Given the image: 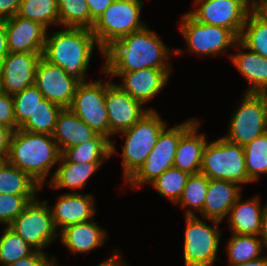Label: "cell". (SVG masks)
Returning <instances> with one entry per match:
<instances>
[{"mask_svg": "<svg viewBox=\"0 0 267 266\" xmlns=\"http://www.w3.org/2000/svg\"><path fill=\"white\" fill-rule=\"evenodd\" d=\"M265 203L262 215L260 238L263 241L264 248L267 249V202Z\"/></svg>", "mask_w": 267, "mask_h": 266, "instance_id": "7dc6e473", "label": "cell"}, {"mask_svg": "<svg viewBox=\"0 0 267 266\" xmlns=\"http://www.w3.org/2000/svg\"><path fill=\"white\" fill-rule=\"evenodd\" d=\"M93 193L63 192L53 206L49 205L58 232L67 226L94 219L97 207Z\"/></svg>", "mask_w": 267, "mask_h": 266, "instance_id": "ac0fdd59", "label": "cell"}, {"mask_svg": "<svg viewBox=\"0 0 267 266\" xmlns=\"http://www.w3.org/2000/svg\"><path fill=\"white\" fill-rule=\"evenodd\" d=\"M209 178L202 173L190 174L182 195L175 204L184 208L185 216H195L203 211Z\"/></svg>", "mask_w": 267, "mask_h": 266, "instance_id": "4dcf8cb0", "label": "cell"}, {"mask_svg": "<svg viewBox=\"0 0 267 266\" xmlns=\"http://www.w3.org/2000/svg\"><path fill=\"white\" fill-rule=\"evenodd\" d=\"M0 125L16 130L14 104L12 96L0 91Z\"/></svg>", "mask_w": 267, "mask_h": 266, "instance_id": "ab89813d", "label": "cell"}, {"mask_svg": "<svg viewBox=\"0 0 267 266\" xmlns=\"http://www.w3.org/2000/svg\"><path fill=\"white\" fill-rule=\"evenodd\" d=\"M68 162H106L112 156V141L97 134L80 145L67 148L61 154Z\"/></svg>", "mask_w": 267, "mask_h": 266, "instance_id": "83f0119b", "label": "cell"}, {"mask_svg": "<svg viewBox=\"0 0 267 266\" xmlns=\"http://www.w3.org/2000/svg\"><path fill=\"white\" fill-rule=\"evenodd\" d=\"M12 133L10 128L0 125V161H7Z\"/></svg>", "mask_w": 267, "mask_h": 266, "instance_id": "7bdbcfd3", "label": "cell"}, {"mask_svg": "<svg viewBox=\"0 0 267 266\" xmlns=\"http://www.w3.org/2000/svg\"><path fill=\"white\" fill-rule=\"evenodd\" d=\"M80 82L58 65L41 57L35 75V86L49 102L69 108Z\"/></svg>", "mask_w": 267, "mask_h": 266, "instance_id": "2e32d148", "label": "cell"}, {"mask_svg": "<svg viewBox=\"0 0 267 266\" xmlns=\"http://www.w3.org/2000/svg\"><path fill=\"white\" fill-rule=\"evenodd\" d=\"M243 148L248 178L252 183H256L267 174V132Z\"/></svg>", "mask_w": 267, "mask_h": 266, "instance_id": "836d02e7", "label": "cell"}, {"mask_svg": "<svg viewBox=\"0 0 267 266\" xmlns=\"http://www.w3.org/2000/svg\"><path fill=\"white\" fill-rule=\"evenodd\" d=\"M179 24L186 50L195 56L225 55L227 51L234 50L239 39L231 30L198 22L187 12L182 14Z\"/></svg>", "mask_w": 267, "mask_h": 266, "instance_id": "9c48e42d", "label": "cell"}, {"mask_svg": "<svg viewBox=\"0 0 267 266\" xmlns=\"http://www.w3.org/2000/svg\"><path fill=\"white\" fill-rule=\"evenodd\" d=\"M38 195L0 194V226L8 227Z\"/></svg>", "mask_w": 267, "mask_h": 266, "instance_id": "f35d334b", "label": "cell"}, {"mask_svg": "<svg viewBox=\"0 0 267 266\" xmlns=\"http://www.w3.org/2000/svg\"><path fill=\"white\" fill-rule=\"evenodd\" d=\"M236 104L234 114L228 121L226 140L245 146L267 132L264 106L257 93H245Z\"/></svg>", "mask_w": 267, "mask_h": 266, "instance_id": "4fadbf2b", "label": "cell"}, {"mask_svg": "<svg viewBox=\"0 0 267 266\" xmlns=\"http://www.w3.org/2000/svg\"><path fill=\"white\" fill-rule=\"evenodd\" d=\"M21 1L22 0H0V20L15 16Z\"/></svg>", "mask_w": 267, "mask_h": 266, "instance_id": "ee69618b", "label": "cell"}, {"mask_svg": "<svg viewBox=\"0 0 267 266\" xmlns=\"http://www.w3.org/2000/svg\"><path fill=\"white\" fill-rule=\"evenodd\" d=\"M234 49L235 52L229 54L228 57L237 71L248 81L245 93L267 90V58L251 51L239 40Z\"/></svg>", "mask_w": 267, "mask_h": 266, "instance_id": "7402d4cb", "label": "cell"}, {"mask_svg": "<svg viewBox=\"0 0 267 266\" xmlns=\"http://www.w3.org/2000/svg\"><path fill=\"white\" fill-rule=\"evenodd\" d=\"M41 186L8 161H0V194L38 195Z\"/></svg>", "mask_w": 267, "mask_h": 266, "instance_id": "f1b7e54d", "label": "cell"}, {"mask_svg": "<svg viewBox=\"0 0 267 266\" xmlns=\"http://www.w3.org/2000/svg\"><path fill=\"white\" fill-rule=\"evenodd\" d=\"M59 29L62 27L90 29V12L85 0H57Z\"/></svg>", "mask_w": 267, "mask_h": 266, "instance_id": "8d00e7d4", "label": "cell"}, {"mask_svg": "<svg viewBox=\"0 0 267 266\" xmlns=\"http://www.w3.org/2000/svg\"><path fill=\"white\" fill-rule=\"evenodd\" d=\"M257 5L267 14V0H257Z\"/></svg>", "mask_w": 267, "mask_h": 266, "instance_id": "f907efd6", "label": "cell"}, {"mask_svg": "<svg viewBox=\"0 0 267 266\" xmlns=\"http://www.w3.org/2000/svg\"><path fill=\"white\" fill-rule=\"evenodd\" d=\"M197 119L180 137L173 167L189 174L200 173L203 152L207 144L206 134L199 132L200 123Z\"/></svg>", "mask_w": 267, "mask_h": 266, "instance_id": "603a6c76", "label": "cell"}, {"mask_svg": "<svg viewBox=\"0 0 267 266\" xmlns=\"http://www.w3.org/2000/svg\"><path fill=\"white\" fill-rule=\"evenodd\" d=\"M168 122L161 117L158 110H149L130 129L118 136L124 139L121 149L123 186L139 170L153 149L161 131Z\"/></svg>", "mask_w": 267, "mask_h": 266, "instance_id": "277c9868", "label": "cell"}, {"mask_svg": "<svg viewBox=\"0 0 267 266\" xmlns=\"http://www.w3.org/2000/svg\"><path fill=\"white\" fill-rule=\"evenodd\" d=\"M192 10L187 13L196 21L231 30L241 35L249 12L257 0H193Z\"/></svg>", "mask_w": 267, "mask_h": 266, "instance_id": "8fae6325", "label": "cell"}, {"mask_svg": "<svg viewBox=\"0 0 267 266\" xmlns=\"http://www.w3.org/2000/svg\"><path fill=\"white\" fill-rule=\"evenodd\" d=\"M106 162L74 163L68 162L62 155L58 162V167L53 172L51 181L47 184L54 190L72 189L82 190L92 175L99 171Z\"/></svg>", "mask_w": 267, "mask_h": 266, "instance_id": "d4e9b609", "label": "cell"}, {"mask_svg": "<svg viewBox=\"0 0 267 266\" xmlns=\"http://www.w3.org/2000/svg\"><path fill=\"white\" fill-rule=\"evenodd\" d=\"M63 247L74 254H86L103 247L109 238L108 232L94 219L70 225L59 232Z\"/></svg>", "mask_w": 267, "mask_h": 266, "instance_id": "44dd1931", "label": "cell"}, {"mask_svg": "<svg viewBox=\"0 0 267 266\" xmlns=\"http://www.w3.org/2000/svg\"><path fill=\"white\" fill-rule=\"evenodd\" d=\"M238 40L267 58V14L258 5L249 12Z\"/></svg>", "mask_w": 267, "mask_h": 266, "instance_id": "4316f807", "label": "cell"}, {"mask_svg": "<svg viewBox=\"0 0 267 266\" xmlns=\"http://www.w3.org/2000/svg\"><path fill=\"white\" fill-rule=\"evenodd\" d=\"M189 176V173L171 167L149 185L158 195L165 197L174 205L180 199Z\"/></svg>", "mask_w": 267, "mask_h": 266, "instance_id": "e575fe53", "label": "cell"}, {"mask_svg": "<svg viewBox=\"0 0 267 266\" xmlns=\"http://www.w3.org/2000/svg\"><path fill=\"white\" fill-rule=\"evenodd\" d=\"M57 143L50 134L32 133L22 129L13 131L7 161L26 172L41 189L54 175L51 169L61 157Z\"/></svg>", "mask_w": 267, "mask_h": 266, "instance_id": "3957f363", "label": "cell"}, {"mask_svg": "<svg viewBox=\"0 0 267 266\" xmlns=\"http://www.w3.org/2000/svg\"><path fill=\"white\" fill-rule=\"evenodd\" d=\"M173 49V50H172ZM181 48H169L160 35L146 26L125 35L104 50V72H130L145 68H173L169 57L182 55Z\"/></svg>", "mask_w": 267, "mask_h": 266, "instance_id": "6da1fadb", "label": "cell"}, {"mask_svg": "<svg viewBox=\"0 0 267 266\" xmlns=\"http://www.w3.org/2000/svg\"><path fill=\"white\" fill-rule=\"evenodd\" d=\"M97 134V132L90 128L69 108H63L57 118L52 137L57 143L59 151L62 153L67 148L93 139Z\"/></svg>", "mask_w": 267, "mask_h": 266, "instance_id": "484cf974", "label": "cell"}, {"mask_svg": "<svg viewBox=\"0 0 267 266\" xmlns=\"http://www.w3.org/2000/svg\"><path fill=\"white\" fill-rule=\"evenodd\" d=\"M39 105L32 116L20 127V129L32 133H45L52 135L62 107L49 102L44 97L39 100Z\"/></svg>", "mask_w": 267, "mask_h": 266, "instance_id": "d6a6232c", "label": "cell"}, {"mask_svg": "<svg viewBox=\"0 0 267 266\" xmlns=\"http://www.w3.org/2000/svg\"><path fill=\"white\" fill-rule=\"evenodd\" d=\"M144 4L143 0H115L105 9L91 29L103 51L121 37L147 26L141 20Z\"/></svg>", "mask_w": 267, "mask_h": 266, "instance_id": "8992f818", "label": "cell"}, {"mask_svg": "<svg viewBox=\"0 0 267 266\" xmlns=\"http://www.w3.org/2000/svg\"><path fill=\"white\" fill-rule=\"evenodd\" d=\"M196 120V118H189L172 127L167 125L161 131L146 161L125 185L130 189L141 188L146 184L149 185L168 168L173 167L180 137Z\"/></svg>", "mask_w": 267, "mask_h": 266, "instance_id": "ba28073f", "label": "cell"}, {"mask_svg": "<svg viewBox=\"0 0 267 266\" xmlns=\"http://www.w3.org/2000/svg\"><path fill=\"white\" fill-rule=\"evenodd\" d=\"M9 53H43L48 30L17 15L5 19Z\"/></svg>", "mask_w": 267, "mask_h": 266, "instance_id": "d6986e66", "label": "cell"}, {"mask_svg": "<svg viewBox=\"0 0 267 266\" xmlns=\"http://www.w3.org/2000/svg\"><path fill=\"white\" fill-rule=\"evenodd\" d=\"M173 68H145L130 72H104L102 65L101 73L111 79L120 80L119 85L132 98L140 101L143 105L156 99V96L167 86Z\"/></svg>", "mask_w": 267, "mask_h": 266, "instance_id": "9a60e30c", "label": "cell"}, {"mask_svg": "<svg viewBox=\"0 0 267 266\" xmlns=\"http://www.w3.org/2000/svg\"><path fill=\"white\" fill-rule=\"evenodd\" d=\"M243 194L232 206L226 220L231 234L260 236L264 205L261 197L242 199Z\"/></svg>", "mask_w": 267, "mask_h": 266, "instance_id": "cb8c5ba5", "label": "cell"}, {"mask_svg": "<svg viewBox=\"0 0 267 266\" xmlns=\"http://www.w3.org/2000/svg\"><path fill=\"white\" fill-rule=\"evenodd\" d=\"M108 78V87L106 88L105 104L109 119V139L112 141V156L120 154L116 149V142L113 141V135H117L130 129L138 122L146 112L155 110V108L144 106L140 101L132 98L119 85Z\"/></svg>", "mask_w": 267, "mask_h": 266, "instance_id": "5bb4252c", "label": "cell"}, {"mask_svg": "<svg viewBox=\"0 0 267 266\" xmlns=\"http://www.w3.org/2000/svg\"><path fill=\"white\" fill-rule=\"evenodd\" d=\"M9 54L8 43L6 38L5 19L0 20V66L2 61Z\"/></svg>", "mask_w": 267, "mask_h": 266, "instance_id": "bcb514c9", "label": "cell"}, {"mask_svg": "<svg viewBox=\"0 0 267 266\" xmlns=\"http://www.w3.org/2000/svg\"><path fill=\"white\" fill-rule=\"evenodd\" d=\"M200 173L209 179L227 180L240 184H252L248 178L244 148L224 137L207 142L200 168ZM244 185V186H243Z\"/></svg>", "mask_w": 267, "mask_h": 266, "instance_id": "5b68a950", "label": "cell"}, {"mask_svg": "<svg viewBox=\"0 0 267 266\" xmlns=\"http://www.w3.org/2000/svg\"><path fill=\"white\" fill-rule=\"evenodd\" d=\"M0 236V265L9 266L19 259L31 255L33 249L9 227H3Z\"/></svg>", "mask_w": 267, "mask_h": 266, "instance_id": "d590c367", "label": "cell"}, {"mask_svg": "<svg viewBox=\"0 0 267 266\" xmlns=\"http://www.w3.org/2000/svg\"><path fill=\"white\" fill-rule=\"evenodd\" d=\"M55 31L47 32L42 56L79 82H87L94 47L104 58V51L98 45L92 30L63 27L62 30Z\"/></svg>", "mask_w": 267, "mask_h": 266, "instance_id": "7a4b0ae2", "label": "cell"}, {"mask_svg": "<svg viewBox=\"0 0 267 266\" xmlns=\"http://www.w3.org/2000/svg\"><path fill=\"white\" fill-rule=\"evenodd\" d=\"M242 189L240 184L232 181L209 179L203 211L198 216L223 223L242 195Z\"/></svg>", "mask_w": 267, "mask_h": 266, "instance_id": "ffe728a7", "label": "cell"}, {"mask_svg": "<svg viewBox=\"0 0 267 266\" xmlns=\"http://www.w3.org/2000/svg\"><path fill=\"white\" fill-rule=\"evenodd\" d=\"M228 266H267V255L244 263H228Z\"/></svg>", "mask_w": 267, "mask_h": 266, "instance_id": "c3c4849f", "label": "cell"}, {"mask_svg": "<svg viewBox=\"0 0 267 266\" xmlns=\"http://www.w3.org/2000/svg\"><path fill=\"white\" fill-rule=\"evenodd\" d=\"M205 220V221H204ZM211 222L210 226L207 221ZM184 266H214L222 237L221 222L198 215L185 216Z\"/></svg>", "mask_w": 267, "mask_h": 266, "instance_id": "52a82bcc", "label": "cell"}, {"mask_svg": "<svg viewBox=\"0 0 267 266\" xmlns=\"http://www.w3.org/2000/svg\"><path fill=\"white\" fill-rule=\"evenodd\" d=\"M43 53H9L0 66V91L11 96L35 84Z\"/></svg>", "mask_w": 267, "mask_h": 266, "instance_id": "e0dca14e", "label": "cell"}, {"mask_svg": "<svg viewBox=\"0 0 267 266\" xmlns=\"http://www.w3.org/2000/svg\"><path fill=\"white\" fill-rule=\"evenodd\" d=\"M96 266H128V264L126 263V260L123 258L122 252L116 248L114 252H112V255L105 258Z\"/></svg>", "mask_w": 267, "mask_h": 266, "instance_id": "f6af8a7d", "label": "cell"}, {"mask_svg": "<svg viewBox=\"0 0 267 266\" xmlns=\"http://www.w3.org/2000/svg\"><path fill=\"white\" fill-rule=\"evenodd\" d=\"M55 255L34 251L31 255L23 257L9 266H57Z\"/></svg>", "mask_w": 267, "mask_h": 266, "instance_id": "60d3db41", "label": "cell"}, {"mask_svg": "<svg viewBox=\"0 0 267 266\" xmlns=\"http://www.w3.org/2000/svg\"><path fill=\"white\" fill-rule=\"evenodd\" d=\"M263 241L258 235L232 234L226 242L225 250L229 263H244L258 259L265 254Z\"/></svg>", "mask_w": 267, "mask_h": 266, "instance_id": "f546056e", "label": "cell"}, {"mask_svg": "<svg viewBox=\"0 0 267 266\" xmlns=\"http://www.w3.org/2000/svg\"><path fill=\"white\" fill-rule=\"evenodd\" d=\"M16 15L38 22L48 31L52 25L59 27L57 0H22Z\"/></svg>", "mask_w": 267, "mask_h": 266, "instance_id": "1f68e13d", "label": "cell"}, {"mask_svg": "<svg viewBox=\"0 0 267 266\" xmlns=\"http://www.w3.org/2000/svg\"><path fill=\"white\" fill-rule=\"evenodd\" d=\"M90 12V29L93 28L94 22L103 14L105 9L115 0H85Z\"/></svg>", "mask_w": 267, "mask_h": 266, "instance_id": "b9f144b4", "label": "cell"}, {"mask_svg": "<svg viewBox=\"0 0 267 266\" xmlns=\"http://www.w3.org/2000/svg\"><path fill=\"white\" fill-rule=\"evenodd\" d=\"M257 94L261 97L263 106H264V114L267 124V90L257 92Z\"/></svg>", "mask_w": 267, "mask_h": 266, "instance_id": "681fc988", "label": "cell"}, {"mask_svg": "<svg viewBox=\"0 0 267 266\" xmlns=\"http://www.w3.org/2000/svg\"><path fill=\"white\" fill-rule=\"evenodd\" d=\"M43 94L35 85L23 89L12 96L14 104V115L16 120V130L19 129L32 116L34 110L39 105V100Z\"/></svg>", "mask_w": 267, "mask_h": 266, "instance_id": "74e56055", "label": "cell"}, {"mask_svg": "<svg viewBox=\"0 0 267 266\" xmlns=\"http://www.w3.org/2000/svg\"><path fill=\"white\" fill-rule=\"evenodd\" d=\"M49 204V200L41 201L38 196L8 226L33 249L43 253L59 237Z\"/></svg>", "mask_w": 267, "mask_h": 266, "instance_id": "30bf717a", "label": "cell"}, {"mask_svg": "<svg viewBox=\"0 0 267 266\" xmlns=\"http://www.w3.org/2000/svg\"><path fill=\"white\" fill-rule=\"evenodd\" d=\"M108 79L80 82L69 109L98 134L109 138V119L105 104Z\"/></svg>", "mask_w": 267, "mask_h": 266, "instance_id": "7c38bea8", "label": "cell"}]
</instances>
